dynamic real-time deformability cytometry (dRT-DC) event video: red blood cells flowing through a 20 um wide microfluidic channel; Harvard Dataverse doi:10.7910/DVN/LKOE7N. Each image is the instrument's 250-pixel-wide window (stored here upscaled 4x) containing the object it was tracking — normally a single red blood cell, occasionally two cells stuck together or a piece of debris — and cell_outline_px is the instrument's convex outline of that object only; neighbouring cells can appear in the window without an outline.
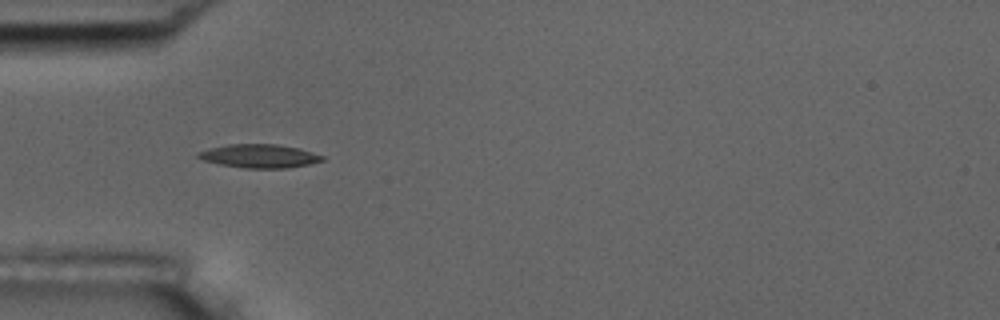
{"species": "common noctule bat (a hibernating species)", "species_latin": "Nyctalus noctula", "temperature_condition": "room temperature", "stored_images_in_passage": 15, "camera_frame_rate_fps": 3000, "um_per_image_px": 0.085, "animal": {"sex": "male", "body_mass_g": 17.5, "forearm_length_mm": 52.3}, "frame": {"image": 1, "passage_image": 5, "time_ms": 5.333, "image_size_px": [1000, 320], "cell_outline_px": [[324, 160], [308, 164], [288, 168], [244, 168], [220, 164], [204, 160], [196, 156], [196, 152], [208, 148], [228, 144], [276, 144], [300, 148], [324, 156]], "centroid_in_image_um": [22.03, 13.25], "position_along_channel_um": 63.0, "area_um2": 17.05}}
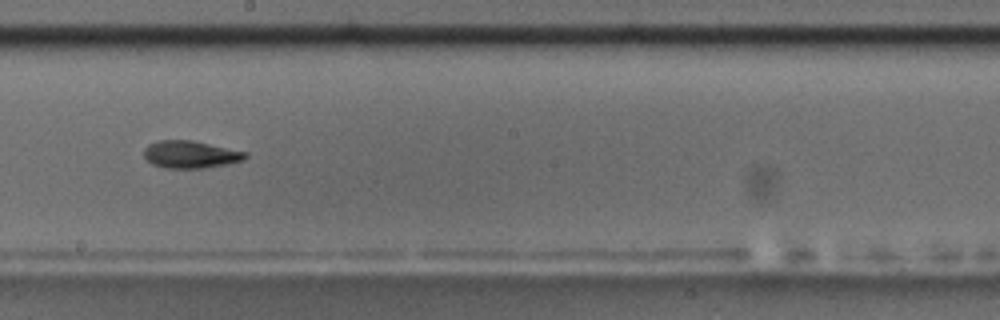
{"frame": {"image": 2, "passage_image": 9, "time_ms": 10.0, "image_size_px": [1000, 320], "cell_outline_px": [[248, 156], [244, 160], [228, 164], [204, 168], [164, 168], [152, 164], [144, 156], [144, 148], [148, 144], [156, 140], [192, 140], [248, 152]], "centroid_in_image_um": [16.2, 13.12], "position_along_channel_um": 232.0, "area_um2": 16.36}}
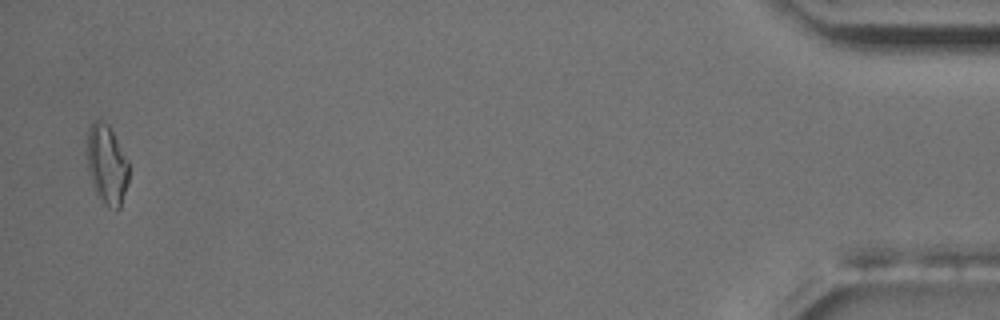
{"frame": {"image": 3, "passage_image": 15, "time_ms": 17.667, "image_size_px": [1000, 320], "cell_outline_px": [[128, 184], [120, 208], [116, 212], [96, 196], [88, 168], [88, 128], [96, 120], [100, 120], [108, 124], [128, 160]], "centroid_in_image_um": [9.1, 14.04], "position_along_channel_um": 426.1, "area_um2": 19.19}, "authors_computed_cell_mechanics": {"area_um2": 15.8372, "velocity_mm_per_s": 3.6649, "shape_relaxation_time_tau1_ms": 2.5179, "shape_relaxation_time_tau2_ms": 3.6, "deformation_change_tau1": 0.1454, "deformation_change_tau2": 0.1266}}